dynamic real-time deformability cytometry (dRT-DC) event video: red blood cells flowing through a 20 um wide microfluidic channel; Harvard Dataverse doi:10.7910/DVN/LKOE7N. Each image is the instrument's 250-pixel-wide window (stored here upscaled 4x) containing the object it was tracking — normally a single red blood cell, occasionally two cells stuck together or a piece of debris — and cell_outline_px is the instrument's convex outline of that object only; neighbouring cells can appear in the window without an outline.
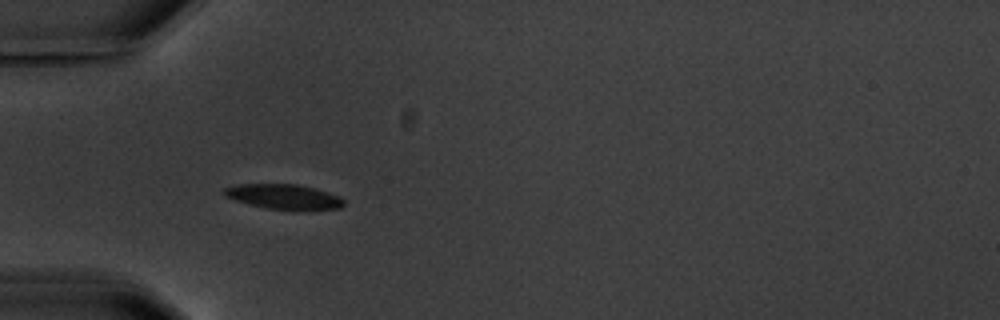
{"species": "common noctule bat (a hibernating species)", "species_latin": "Nyctalus noctula", "temperature_condition": "warm", "stored_images_in_passage": 6, "camera_frame_rate_fps": 3000, "um_per_image_px": 0.085, "animal": {"sex": "male", "body_mass_g": 20.1, "forearm_length_mm": 53.5}, "frame": {"image": 1, "passage_image": 5, "time_ms": 5.0, "image_size_px": [1000, 320], "cell_outline_px": [[344, 204], [340, 208], [300, 212], [292, 212], [264, 208], [248, 204], [224, 196], [220, 192], [224, 188], [236, 184], [296, 184], [316, 188], [340, 196], [344, 200]], "centroid_in_image_um": [24.14, 16.75], "position_along_channel_um": 60.9, "area_um2": 18.21}}
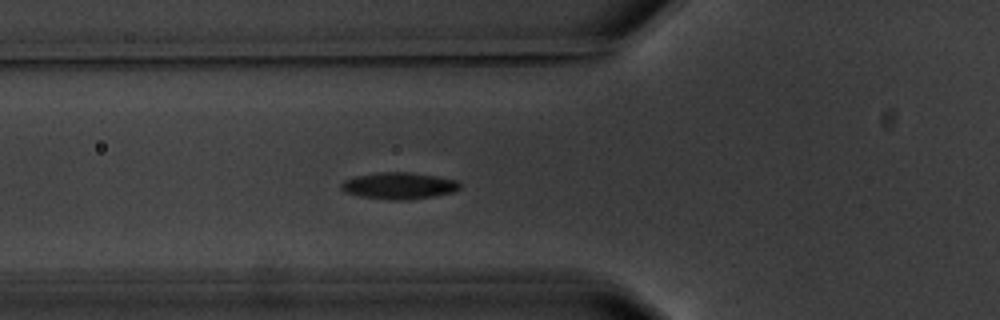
{"frame": {"image": 2, "passage_image": 6, "time_ms": 6.0, "image_size_px": [1000, 320], "cell_outline_px": [[460, 188], [452, 192], [432, 196], [408, 200], [392, 200], [360, 196], [344, 192], [340, 188], [340, 184], [344, 180], [356, 176], [376, 172], [412, 172], [460, 180]], "centroid_in_image_um": [33.9, 15.78], "position_along_channel_um": 91.9, "area_um2": 18.55}}